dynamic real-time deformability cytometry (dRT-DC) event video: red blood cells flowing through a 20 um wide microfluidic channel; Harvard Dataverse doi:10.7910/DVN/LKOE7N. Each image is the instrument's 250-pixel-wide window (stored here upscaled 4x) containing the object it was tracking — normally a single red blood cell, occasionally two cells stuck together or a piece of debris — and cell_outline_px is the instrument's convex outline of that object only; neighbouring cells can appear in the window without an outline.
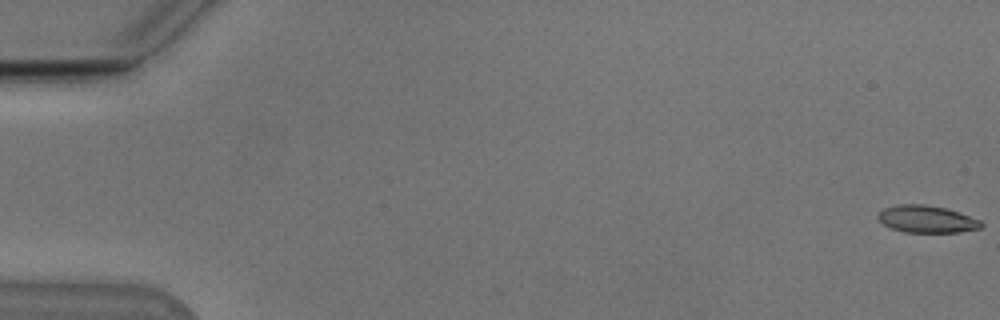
{"species": "Egyptian fruit bat (a non-hibernating species)", "species_latin": "Rousettus aegyptiacus", "temperature_condition": "cold", "stored_images_in_passage": 21, "camera_frame_rate_fps": 3000, "um_per_image_px": 0.085, "animal": {"sex": "male"}, "frame": {"image": 1, "passage_image": 1, "time_ms": 0.0, "image_size_px": [1000, 320], "cell_outline_px": [[984, 224], [980, 228], [960, 232], [904, 232], [888, 228], [876, 216], [876, 212], [884, 208], [896, 204], [924, 204], [944, 208], [960, 212], [980, 220]], "centroid_in_image_um": [78.73, 18.62], "position_along_channel_um": 6.3, "area_um2": 16.53}}